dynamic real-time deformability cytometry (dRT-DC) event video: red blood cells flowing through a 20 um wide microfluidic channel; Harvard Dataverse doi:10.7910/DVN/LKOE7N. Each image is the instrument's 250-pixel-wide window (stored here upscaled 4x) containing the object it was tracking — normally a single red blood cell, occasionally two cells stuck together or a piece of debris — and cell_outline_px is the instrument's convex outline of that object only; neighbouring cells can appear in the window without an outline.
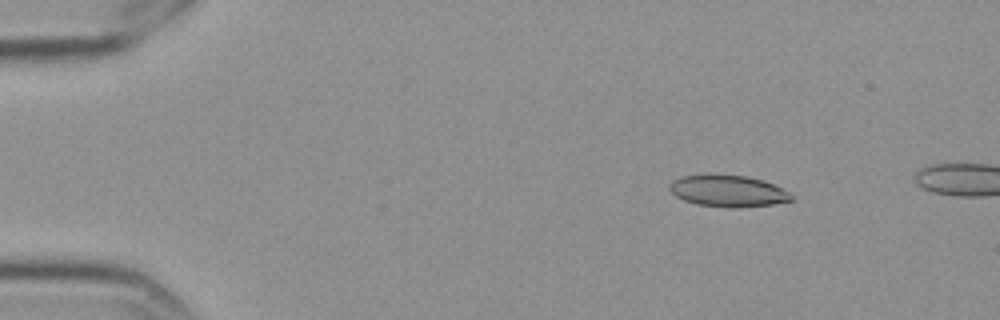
{"species": "Egyptian fruit bat (a non-hibernating species)", "species_latin": "Rousettus aegyptiacus", "temperature_condition": "cold", "stored_images_in_passage": 3, "camera_frame_rate_fps": 3000, "um_per_image_px": 0.085, "frame": {"image": 1, "passage_image": 1, "time_ms": 0.0, "image_size_px": [1000, 320], "cell_outline_px": [[796, 200], [772, 204], [732, 208], [728, 208], [696, 204], [684, 200], [676, 196], [668, 188], [668, 184], [672, 180], [680, 176], [748, 176], [764, 180], [788, 192]], "centroid_in_image_um": [61.87, 16.26], "position_along_channel_um": 23.1, "area_um2": 22.08}}